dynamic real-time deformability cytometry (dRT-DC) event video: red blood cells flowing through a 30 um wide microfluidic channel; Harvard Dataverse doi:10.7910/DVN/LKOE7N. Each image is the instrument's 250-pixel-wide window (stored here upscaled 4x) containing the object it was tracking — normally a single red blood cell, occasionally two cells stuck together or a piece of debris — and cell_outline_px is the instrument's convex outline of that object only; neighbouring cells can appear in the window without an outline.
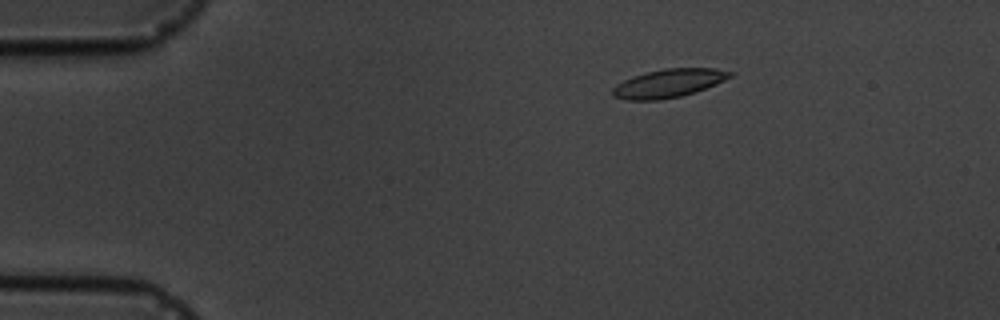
{"species": "common noctule bat (a hibernating species)", "species_latin": "Nyctalus noctula", "temperature_condition": "cold", "stored_images_in_passage": 3, "camera_frame_rate_fps": 3000, "um_per_image_px": 0.085, "animal": {"sex": "male", "body_mass_g": 19.5, "forearm_length_mm": 54.6}, "frame": {"image": 1, "passage_image": 1, "time_ms": 0.0, "image_size_px": [1000, 320], "cell_outline_px": [[732, 76], [716, 84], [696, 92], [680, 96], [660, 100], [624, 100], [612, 96], [612, 88], [616, 84], [632, 76], [664, 68], [716, 68], [732, 72]], "centroid_in_image_um": [56.8, 7.08], "position_along_channel_um": 28.2, "area_um2": 19.48}}